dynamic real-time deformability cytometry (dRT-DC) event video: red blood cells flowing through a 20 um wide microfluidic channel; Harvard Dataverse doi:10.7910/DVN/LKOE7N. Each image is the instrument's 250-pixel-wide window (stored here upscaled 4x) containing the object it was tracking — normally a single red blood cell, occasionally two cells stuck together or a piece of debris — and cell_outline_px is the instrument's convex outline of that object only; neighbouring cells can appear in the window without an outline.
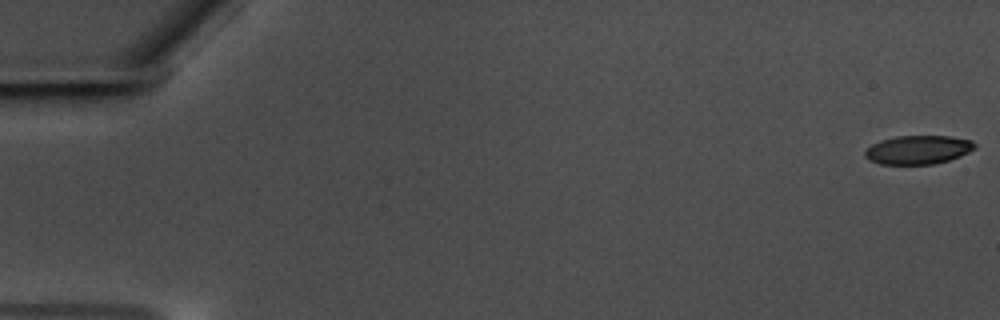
{"species": "common noctule bat (a hibernating species)", "species_latin": "Nyctalus noctula", "temperature_condition": "warm", "stored_images_in_passage": 59, "camera_frame_rate_fps": 3000, "um_per_image_px": 0.085, "animal": {"sex": "male", "body_mass_g": 17.5, "forearm_length_mm": 52.3}, "frame": {"image": 1, "passage_image": 1, "time_ms": 0.0, "image_size_px": [1000, 320], "cell_outline_px": [[976, 148], [960, 156], [948, 160], [932, 164], [880, 164], [868, 160], [864, 156], [864, 152], [872, 144], [880, 140], [896, 136], [952, 136], [972, 140], [976, 144]], "centroid_in_image_um": [78.03, 12.72], "position_along_channel_um": 7.0, "area_um2": 18.44}}
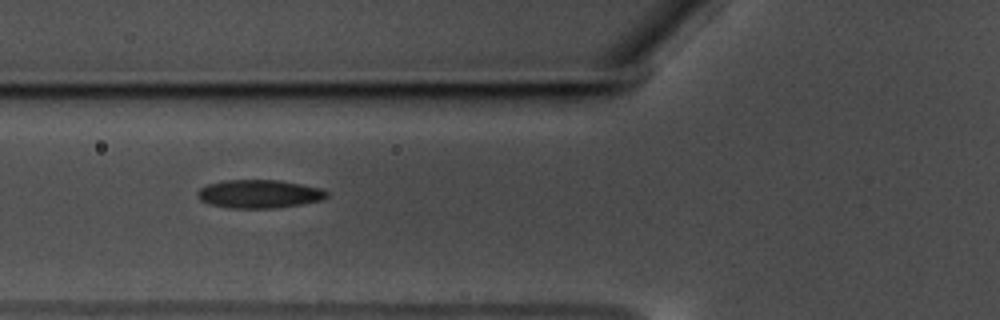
{"frame": {"image": 2, "passage_image": 23, "time_ms": 7.333, "image_size_px": [1000, 320], "cell_outline_px": [[328, 196], [320, 200], [300, 204], [276, 208], [228, 208], [212, 204], [200, 200], [196, 196], [196, 192], [200, 188], [208, 184], [224, 180], [280, 180], [320, 188], [328, 192]], "centroid_in_image_um": [22.0, 16.48], "position_along_channel_um": 103.8, "area_um2": 21.27}}
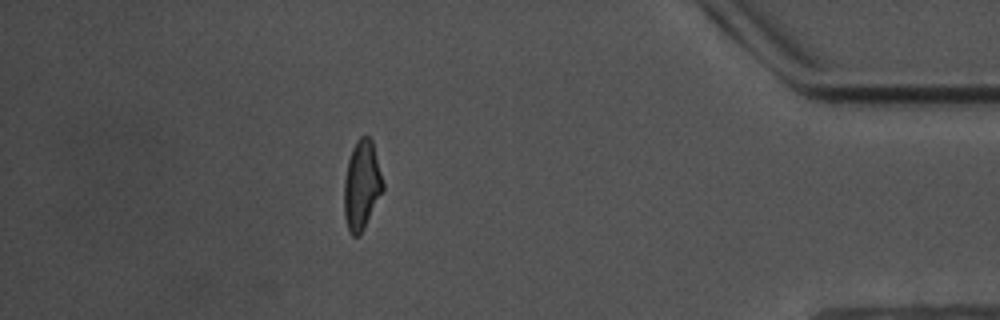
{"frame": {"image": 3, "passage_image": 52, "time_ms": 17.0, "image_size_px": [1000, 320], "cell_outline_px": [[384, 188], [364, 228], [356, 236], [352, 236], [348, 232], [344, 216], [344, 180], [348, 160], [352, 148], [356, 140], [360, 136], [368, 136], [372, 140], [384, 184]], "centroid_in_image_um": [30.73, 15.73], "position_along_channel_um": 404.5, "area_um2": 20.11}, "authors_computed_cell_mechanics": {"area_um2": 20.2878, "velocity_mm_per_s": 3.5492, "shape_relaxation_time_tau1_ms": 10.0657, "shape_relaxation_time_tau2_ms": 3.0736, "deformation_change_tau1": 0.2176, "deformation_change_tau2": 0.1054}}